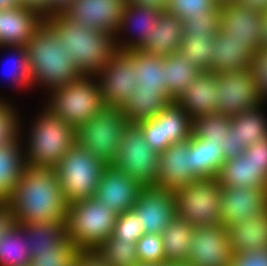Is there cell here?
<instances>
[{
  "instance_id": "1",
  "label": "cell",
  "mask_w": 267,
  "mask_h": 266,
  "mask_svg": "<svg viewBox=\"0 0 267 266\" xmlns=\"http://www.w3.org/2000/svg\"><path fill=\"white\" fill-rule=\"evenodd\" d=\"M6 204L18 224L65 221L68 203L54 167L25 165Z\"/></svg>"
},
{
  "instance_id": "2",
  "label": "cell",
  "mask_w": 267,
  "mask_h": 266,
  "mask_svg": "<svg viewBox=\"0 0 267 266\" xmlns=\"http://www.w3.org/2000/svg\"><path fill=\"white\" fill-rule=\"evenodd\" d=\"M44 22L56 33L82 75H95L117 51L116 36L110 31L92 30L64 14L49 17Z\"/></svg>"
},
{
  "instance_id": "3",
  "label": "cell",
  "mask_w": 267,
  "mask_h": 266,
  "mask_svg": "<svg viewBox=\"0 0 267 266\" xmlns=\"http://www.w3.org/2000/svg\"><path fill=\"white\" fill-rule=\"evenodd\" d=\"M26 50L32 85L42 83L53 90L83 76L56 33L45 22L33 33Z\"/></svg>"
},
{
  "instance_id": "4",
  "label": "cell",
  "mask_w": 267,
  "mask_h": 266,
  "mask_svg": "<svg viewBox=\"0 0 267 266\" xmlns=\"http://www.w3.org/2000/svg\"><path fill=\"white\" fill-rule=\"evenodd\" d=\"M44 113V114H43ZM33 124L25 164L55 167L77 143V129L46 109Z\"/></svg>"
},
{
  "instance_id": "5",
  "label": "cell",
  "mask_w": 267,
  "mask_h": 266,
  "mask_svg": "<svg viewBox=\"0 0 267 266\" xmlns=\"http://www.w3.org/2000/svg\"><path fill=\"white\" fill-rule=\"evenodd\" d=\"M117 214L94 197L68 204L66 236L80 250L95 249L113 233Z\"/></svg>"
},
{
  "instance_id": "6",
  "label": "cell",
  "mask_w": 267,
  "mask_h": 266,
  "mask_svg": "<svg viewBox=\"0 0 267 266\" xmlns=\"http://www.w3.org/2000/svg\"><path fill=\"white\" fill-rule=\"evenodd\" d=\"M128 124L122 108L103 106L77 129V143L106 166L113 165Z\"/></svg>"
},
{
  "instance_id": "7",
  "label": "cell",
  "mask_w": 267,
  "mask_h": 266,
  "mask_svg": "<svg viewBox=\"0 0 267 266\" xmlns=\"http://www.w3.org/2000/svg\"><path fill=\"white\" fill-rule=\"evenodd\" d=\"M106 165L76 143L54 168L68 204L94 197Z\"/></svg>"
},
{
  "instance_id": "8",
  "label": "cell",
  "mask_w": 267,
  "mask_h": 266,
  "mask_svg": "<svg viewBox=\"0 0 267 266\" xmlns=\"http://www.w3.org/2000/svg\"><path fill=\"white\" fill-rule=\"evenodd\" d=\"M91 77L83 75L70 84L50 90L52 97L45 108L78 129L104 106L98 82H93Z\"/></svg>"
},
{
  "instance_id": "9",
  "label": "cell",
  "mask_w": 267,
  "mask_h": 266,
  "mask_svg": "<svg viewBox=\"0 0 267 266\" xmlns=\"http://www.w3.org/2000/svg\"><path fill=\"white\" fill-rule=\"evenodd\" d=\"M216 178L198 179L174 191L177 216L193 227L222 225Z\"/></svg>"
},
{
  "instance_id": "10",
  "label": "cell",
  "mask_w": 267,
  "mask_h": 266,
  "mask_svg": "<svg viewBox=\"0 0 267 266\" xmlns=\"http://www.w3.org/2000/svg\"><path fill=\"white\" fill-rule=\"evenodd\" d=\"M159 156L145 142L142 129L137 124L129 123L122 134L112 166L142 185H152L157 178Z\"/></svg>"
},
{
  "instance_id": "11",
  "label": "cell",
  "mask_w": 267,
  "mask_h": 266,
  "mask_svg": "<svg viewBox=\"0 0 267 266\" xmlns=\"http://www.w3.org/2000/svg\"><path fill=\"white\" fill-rule=\"evenodd\" d=\"M136 76L133 53L117 50L94 76L100 79L97 82L104 106L123 108L138 86Z\"/></svg>"
},
{
  "instance_id": "12",
  "label": "cell",
  "mask_w": 267,
  "mask_h": 266,
  "mask_svg": "<svg viewBox=\"0 0 267 266\" xmlns=\"http://www.w3.org/2000/svg\"><path fill=\"white\" fill-rule=\"evenodd\" d=\"M216 112L235 116L262 104L252 69L216 74Z\"/></svg>"
},
{
  "instance_id": "13",
  "label": "cell",
  "mask_w": 267,
  "mask_h": 266,
  "mask_svg": "<svg viewBox=\"0 0 267 266\" xmlns=\"http://www.w3.org/2000/svg\"><path fill=\"white\" fill-rule=\"evenodd\" d=\"M145 234H162L177 215L174 191L156 185H143L131 209Z\"/></svg>"
},
{
  "instance_id": "14",
  "label": "cell",
  "mask_w": 267,
  "mask_h": 266,
  "mask_svg": "<svg viewBox=\"0 0 267 266\" xmlns=\"http://www.w3.org/2000/svg\"><path fill=\"white\" fill-rule=\"evenodd\" d=\"M187 261L191 266H229L233 255L224 225L196 227Z\"/></svg>"
},
{
  "instance_id": "15",
  "label": "cell",
  "mask_w": 267,
  "mask_h": 266,
  "mask_svg": "<svg viewBox=\"0 0 267 266\" xmlns=\"http://www.w3.org/2000/svg\"><path fill=\"white\" fill-rule=\"evenodd\" d=\"M263 13L233 1L221 5L219 30L228 41L247 42L257 52L262 47Z\"/></svg>"
},
{
  "instance_id": "16",
  "label": "cell",
  "mask_w": 267,
  "mask_h": 266,
  "mask_svg": "<svg viewBox=\"0 0 267 266\" xmlns=\"http://www.w3.org/2000/svg\"><path fill=\"white\" fill-rule=\"evenodd\" d=\"M142 186L139 181L109 165L103 169L94 198L119 215L134 207Z\"/></svg>"
},
{
  "instance_id": "17",
  "label": "cell",
  "mask_w": 267,
  "mask_h": 266,
  "mask_svg": "<svg viewBox=\"0 0 267 266\" xmlns=\"http://www.w3.org/2000/svg\"><path fill=\"white\" fill-rule=\"evenodd\" d=\"M124 6L125 0H74L64 15L92 30L117 36Z\"/></svg>"
},
{
  "instance_id": "18",
  "label": "cell",
  "mask_w": 267,
  "mask_h": 266,
  "mask_svg": "<svg viewBox=\"0 0 267 266\" xmlns=\"http://www.w3.org/2000/svg\"><path fill=\"white\" fill-rule=\"evenodd\" d=\"M222 225L226 228L251 215H262L267 210L265 188L222 187L220 193Z\"/></svg>"
},
{
  "instance_id": "19",
  "label": "cell",
  "mask_w": 267,
  "mask_h": 266,
  "mask_svg": "<svg viewBox=\"0 0 267 266\" xmlns=\"http://www.w3.org/2000/svg\"><path fill=\"white\" fill-rule=\"evenodd\" d=\"M196 180L191 173L190 139L173 143L160 154L153 185L176 191Z\"/></svg>"
},
{
  "instance_id": "20",
  "label": "cell",
  "mask_w": 267,
  "mask_h": 266,
  "mask_svg": "<svg viewBox=\"0 0 267 266\" xmlns=\"http://www.w3.org/2000/svg\"><path fill=\"white\" fill-rule=\"evenodd\" d=\"M217 96L216 74L200 72L175 102L185 110L193 121L202 116L216 113Z\"/></svg>"
},
{
  "instance_id": "21",
  "label": "cell",
  "mask_w": 267,
  "mask_h": 266,
  "mask_svg": "<svg viewBox=\"0 0 267 266\" xmlns=\"http://www.w3.org/2000/svg\"><path fill=\"white\" fill-rule=\"evenodd\" d=\"M43 22L35 12L21 6L0 10V47L26 46Z\"/></svg>"
},
{
  "instance_id": "22",
  "label": "cell",
  "mask_w": 267,
  "mask_h": 266,
  "mask_svg": "<svg viewBox=\"0 0 267 266\" xmlns=\"http://www.w3.org/2000/svg\"><path fill=\"white\" fill-rule=\"evenodd\" d=\"M255 53L247 42L228 41L227 36L219 30L215 35L209 72L221 74L251 69Z\"/></svg>"
},
{
  "instance_id": "23",
  "label": "cell",
  "mask_w": 267,
  "mask_h": 266,
  "mask_svg": "<svg viewBox=\"0 0 267 266\" xmlns=\"http://www.w3.org/2000/svg\"><path fill=\"white\" fill-rule=\"evenodd\" d=\"M216 180L221 187H262L267 190V174L244 153L224 161Z\"/></svg>"
},
{
  "instance_id": "24",
  "label": "cell",
  "mask_w": 267,
  "mask_h": 266,
  "mask_svg": "<svg viewBox=\"0 0 267 266\" xmlns=\"http://www.w3.org/2000/svg\"><path fill=\"white\" fill-rule=\"evenodd\" d=\"M232 253L255 252L267 247V210L227 227Z\"/></svg>"
},
{
  "instance_id": "25",
  "label": "cell",
  "mask_w": 267,
  "mask_h": 266,
  "mask_svg": "<svg viewBox=\"0 0 267 266\" xmlns=\"http://www.w3.org/2000/svg\"><path fill=\"white\" fill-rule=\"evenodd\" d=\"M151 32L140 50L163 57L179 52L183 39L181 19L164 12Z\"/></svg>"
},
{
  "instance_id": "26",
  "label": "cell",
  "mask_w": 267,
  "mask_h": 266,
  "mask_svg": "<svg viewBox=\"0 0 267 266\" xmlns=\"http://www.w3.org/2000/svg\"><path fill=\"white\" fill-rule=\"evenodd\" d=\"M164 12L165 10H156L146 6L125 4L118 32L123 31L122 28L125 30L126 26L132 23L138 30V35L136 36L137 38H134V41H126L124 43L121 41L120 44H118V41L115 42L117 50L130 51L140 49L146 43V35L152 33V27L156 25Z\"/></svg>"
},
{
  "instance_id": "27",
  "label": "cell",
  "mask_w": 267,
  "mask_h": 266,
  "mask_svg": "<svg viewBox=\"0 0 267 266\" xmlns=\"http://www.w3.org/2000/svg\"><path fill=\"white\" fill-rule=\"evenodd\" d=\"M191 173L197 179L216 178L224 163L222 143L195 137L190 138Z\"/></svg>"
},
{
  "instance_id": "28",
  "label": "cell",
  "mask_w": 267,
  "mask_h": 266,
  "mask_svg": "<svg viewBox=\"0 0 267 266\" xmlns=\"http://www.w3.org/2000/svg\"><path fill=\"white\" fill-rule=\"evenodd\" d=\"M15 225L28 240L32 258L37 256L38 252L54 251L67 238L65 221Z\"/></svg>"
},
{
  "instance_id": "29",
  "label": "cell",
  "mask_w": 267,
  "mask_h": 266,
  "mask_svg": "<svg viewBox=\"0 0 267 266\" xmlns=\"http://www.w3.org/2000/svg\"><path fill=\"white\" fill-rule=\"evenodd\" d=\"M173 100L160 90H135L122 108L131 124L152 119L159 115Z\"/></svg>"
},
{
  "instance_id": "30",
  "label": "cell",
  "mask_w": 267,
  "mask_h": 266,
  "mask_svg": "<svg viewBox=\"0 0 267 266\" xmlns=\"http://www.w3.org/2000/svg\"><path fill=\"white\" fill-rule=\"evenodd\" d=\"M20 143L0 146V203H6L17 186L25 167Z\"/></svg>"
},
{
  "instance_id": "31",
  "label": "cell",
  "mask_w": 267,
  "mask_h": 266,
  "mask_svg": "<svg viewBox=\"0 0 267 266\" xmlns=\"http://www.w3.org/2000/svg\"><path fill=\"white\" fill-rule=\"evenodd\" d=\"M133 53V63L136 69L137 90H160L169 95L166 86L165 67L163 66V56L147 54L135 49Z\"/></svg>"
},
{
  "instance_id": "32",
  "label": "cell",
  "mask_w": 267,
  "mask_h": 266,
  "mask_svg": "<svg viewBox=\"0 0 267 266\" xmlns=\"http://www.w3.org/2000/svg\"><path fill=\"white\" fill-rule=\"evenodd\" d=\"M194 230L195 227L177 215L172 219L161 234L166 263L187 261Z\"/></svg>"
},
{
  "instance_id": "33",
  "label": "cell",
  "mask_w": 267,
  "mask_h": 266,
  "mask_svg": "<svg viewBox=\"0 0 267 266\" xmlns=\"http://www.w3.org/2000/svg\"><path fill=\"white\" fill-rule=\"evenodd\" d=\"M163 66L165 67L166 86L173 101L185 92L195 76L201 72L179 52L165 56Z\"/></svg>"
},
{
  "instance_id": "34",
  "label": "cell",
  "mask_w": 267,
  "mask_h": 266,
  "mask_svg": "<svg viewBox=\"0 0 267 266\" xmlns=\"http://www.w3.org/2000/svg\"><path fill=\"white\" fill-rule=\"evenodd\" d=\"M261 104L246 112L231 116V128L241 142L247 146L267 136V118L265 119L259 110Z\"/></svg>"
},
{
  "instance_id": "35",
  "label": "cell",
  "mask_w": 267,
  "mask_h": 266,
  "mask_svg": "<svg viewBox=\"0 0 267 266\" xmlns=\"http://www.w3.org/2000/svg\"><path fill=\"white\" fill-rule=\"evenodd\" d=\"M215 36L210 34H183L179 53L201 72H209Z\"/></svg>"
},
{
  "instance_id": "36",
  "label": "cell",
  "mask_w": 267,
  "mask_h": 266,
  "mask_svg": "<svg viewBox=\"0 0 267 266\" xmlns=\"http://www.w3.org/2000/svg\"><path fill=\"white\" fill-rule=\"evenodd\" d=\"M31 259L28 240L15 225L0 239V266H29Z\"/></svg>"
},
{
  "instance_id": "37",
  "label": "cell",
  "mask_w": 267,
  "mask_h": 266,
  "mask_svg": "<svg viewBox=\"0 0 267 266\" xmlns=\"http://www.w3.org/2000/svg\"><path fill=\"white\" fill-rule=\"evenodd\" d=\"M163 119L164 140L171 144L190 139L193 121L175 101H172L160 114Z\"/></svg>"
},
{
  "instance_id": "38",
  "label": "cell",
  "mask_w": 267,
  "mask_h": 266,
  "mask_svg": "<svg viewBox=\"0 0 267 266\" xmlns=\"http://www.w3.org/2000/svg\"><path fill=\"white\" fill-rule=\"evenodd\" d=\"M110 266H135L140 262L136 243L118 240L112 235L96 248Z\"/></svg>"
},
{
  "instance_id": "39",
  "label": "cell",
  "mask_w": 267,
  "mask_h": 266,
  "mask_svg": "<svg viewBox=\"0 0 267 266\" xmlns=\"http://www.w3.org/2000/svg\"><path fill=\"white\" fill-rule=\"evenodd\" d=\"M231 128V116L213 113L193 120L192 134L203 140L222 143Z\"/></svg>"
},
{
  "instance_id": "40",
  "label": "cell",
  "mask_w": 267,
  "mask_h": 266,
  "mask_svg": "<svg viewBox=\"0 0 267 266\" xmlns=\"http://www.w3.org/2000/svg\"><path fill=\"white\" fill-rule=\"evenodd\" d=\"M79 248L66 238L54 251L38 252L29 266H74Z\"/></svg>"
},
{
  "instance_id": "41",
  "label": "cell",
  "mask_w": 267,
  "mask_h": 266,
  "mask_svg": "<svg viewBox=\"0 0 267 266\" xmlns=\"http://www.w3.org/2000/svg\"><path fill=\"white\" fill-rule=\"evenodd\" d=\"M221 5L212 11H204L203 16H191L181 20L183 34H210L215 36L220 26Z\"/></svg>"
},
{
  "instance_id": "42",
  "label": "cell",
  "mask_w": 267,
  "mask_h": 266,
  "mask_svg": "<svg viewBox=\"0 0 267 266\" xmlns=\"http://www.w3.org/2000/svg\"><path fill=\"white\" fill-rule=\"evenodd\" d=\"M217 5L214 0H168L165 12L187 20L191 16H203L204 11H212Z\"/></svg>"
},
{
  "instance_id": "43",
  "label": "cell",
  "mask_w": 267,
  "mask_h": 266,
  "mask_svg": "<svg viewBox=\"0 0 267 266\" xmlns=\"http://www.w3.org/2000/svg\"><path fill=\"white\" fill-rule=\"evenodd\" d=\"M143 234L144 230L139 222V217L132 210L117 216L113 237L125 242L136 243Z\"/></svg>"
},
{
  "instance_id": "44",
  "label": "cell",
  "mask_w": 267,
  "mask_h": 266,
  "mask_svg": "<svg viewBox=\"0 0 267 266\" xmlns=\"http://www.w3.org/2000/svg\"><path fill=\"white\" fill-rule=\"evenodd\" d=\"M136 250L140 261H165L164 246L161 234H143L136 242Z\"/></svg>"
},
{
  "instance_id": "45",
  "label": "cell",
  "mask_w": 267,
  "mask_h": 266,
  "mask_svg": "<svg viewBox=\"0 0 267 266\" xmlns=\"http://www.w3.org/2000/svg\"><path fill=\"white\" fill-rule=\"evenodd\" d=\"M137 125L142 129L145 142L152 150L161 154L171 145L169 140H164L163 119L159 115L139 122Z\"/></svg>"
},
{
  "instance_id": "46",
  "label": "cell",
  "mask_w": 267,
  "mask_h": 266,
  "mask_svg": "<svg viewBox=\"0 0 267 266\" xmlns=\"http://www.w3.org/2000/svg\"><path fill=\"white\" fill-rule=\"evenodd\" d=\"M9 104L0 100V146L8 145L13 142H19L20 125L15 112ZM19 140V141H18Z\"/></svg>"
},
{
  "instance_id": "47",
  "label": "cell",
  "mask_w": 267,
  "mask_h": 266,
  "mask_svg": "<svg viewBox=\"0 0 267 266\" xmlns=\"http://www.w3.org/2000/svg\"><path fill=\"white\" fill-rule=\"evenodd\" d=\"M16 50L17 62L15 61L13 65V70L11 72V77L13 82L22 87L32 86V78L30 75L29 64H28V54L26 46H10Z\"/></svg>"
},
{
  "instance_id": "48",
  "label": "cell",
  "mask_w": 267,
  "mask_h": 266,
  "mask_svg": "<svg viewBox=\"0 0 267 266\" xmlns=\"http://www.w3.org/2000/svg\"><path fill=\"white\" fill-rule=\"evenodd\" d=\"M252 71L262 100L267 99V47H261L254 55Z\"/></svg>"
},
{
  "instance_id": "49",
  "label": "cell",
  "mask_w": 267,
  "mask_h": 266,
  "mask_svg": "<svg viewBox=\"0 0 267 266\" xmlns=\"http://www.w3.org/2000/svg\"><path fill=\"white\" fill-rule=\"evenodd\" d=\"M229 266H267V247L255 252L233 253Z\"/></svg>"
},
{
  "instance_id": "50",
  "label": "cell",
  "mask_w": 267,
  "mask_h": 266,
  "mask_svg": "<svg viewBox=\"0 0 267 266\" xmlns=\"http://www.w3.org/2000/svg\"><path fill=\"white\" fill-rule=\"evenodd\" d=\"M246 147L247 145L240 141L236 133H233L231 130L228 131L227 135H225L224 140L222 141L224 161L242 155Z\"/></svg>"
},
{
  "instance_id": "51",
  "label": "cell",
  "mask_w": 267,
  "mask_h": 266,
  "mask_svg": "<svg viewBox=\"0 0 267 266\" xmlns=\"http://www.w3.org/2000/svg\"><path fill=\"white\" fill-rule=\"evenodd\" d=\"M245 155L255 162L267 174V136L246 147Z\"/></svg>"
},
{
  "instance_id": "52",
  "label": "cell",
  "mask_w": 267,
  "mask_h": 266,
  "mask_svg": "<svg viewBox=\"0 0 267 266\" xmlns=\"http://www.w3.org/2000/svg\"><path fill=\"white\" fill-rule=\"evenodd\" d=\"M74 266H110L106 259L95 249L79 250Z\"/></svg>"
},
{
  "instance_id": "53",
  "label": "cell",
  "mask_w": 267,
  "mask_h": 266,
  "mask_svg": "<svg viewBox=\"0 0 267 266\" xmlns=\"http://www.w3.org/2000/svg\"><path fill=\"white\" fill-rule=\"evenodd\" d=\"M19 5L24 9L35 12L44 21L51 17L48 0H20Z\"/></svg>"
},
{
  "instance_id": "54",
  "label": "cell",
  "mask_w": 267,
  "mask_h": 266,
  "mask_svg": "<svg viewBox=\"0 0 267 266\" xmlns=\"http://www.w3.org/2000/svg\"><path fill=\"white\" fill-rule=\"evenodd\" d=\"M15 224L13 210L6 203H0V239H3L4 234Z\"/></svg>"
},
{
  "instance_id": "55",
  "label": "cell",
  "mask_w": 267,
  "mask_h": 266,
  "mask_svg": "<svg viewBox=\"0 0 267 266\" xmlns=\"http://www.w3.org/2000/svg\"><path fill=\"white\" fill-rule=\"evenodd\" d=\"M73 2L74 0H48V5L51 9V17L65 14Z\"/></svg>"
},
{
  "instance_id": "56",
  "label": "cell",
  "mask_w": 267,
  "mask_h": 266,
  "mask_svg": "<svg viewBox=\"0 0 267 266\" xmlns=\"http://www.w3.org/2000/svg\"><path fill=\"white\" fill-rule=\"evenodd\" d=\"M168 0H125V4H132L135 6H146L156 10H165Z\"/></svg>"
},
{
  "instance_id": "57",
  "label": "cell",
  "mask_w": 267,
  "mask_h": 266,
  "mask_svg": "<svg viewBox=\"0 0 267 266\" xmlns=\"http://www.w3.org/2000/svg\"><path fill=\"white\" fill-rule=\"evenodd\" d=\"M239 4L260 13L267 12V0H236Z\"/></svg>"
},
{
  "instance_id": "58",
  "label": "cell",
  "mask_w": 267,
  "mask_h": 266,
  "mask_svg": "<svg viewBox=\"0 0 267 266\" xmlns=\"http://www.w3.org/2000/svg\"><path fill=\"white\" fill-rule=\"evenodd\" d=\"M262 47H267V12L262 18Z\"/></svg>"
},
{
  "instance_id": "59",
  "label": "cell",
  "mask_w": 267,
  "mask_h": 266,
  "mask_svg": "<svg viewBox=\"0 0 267 266\" xmlns=\"http://www.w3.org/2000/svg\"><path fill=\"white\" fill-rule=\"evenodd\" d=\"M20 0H0V10L16 8L19 5Z\"/></svg>"
},
{
  "instance_id": "60",
  "label": "cell",
  "mask_w": 267,
  "mask_h": 266,
  "mask_svg": "<svg viewBox=\"0 0 267 266\" xmlns=\"http://www.w3.org/2000/svg\"><path fill=\"white\" fill-rule=\"evenodd\" d=\"M135 266H166V262H143L140 261L138 264Z\"/></svg>"
},
{
  "instance_id": "61",
  "label": "cell",
  "mask_w": 267,
  "mask_h": 266,
  "mask_svg": "<svg viewBox=\"0 0 267 266\" xmlns=\"http://www.w3.org/2000/svg\"><path fill=\"white\" fill-rule=\"evenodd\" d=\"M166 266H191L188 261L170 262Z\"/></svg>"
},
{
  "instance_id": "62",
  "label": "cell",
  "mask_w": 267,
  "mask_h": 266,
  "mask_svg": "<svg viewBox=\"0 0 267 266\" xmlns=\"http://www.w3.org/2000/svg\"><path fill=\"white\" fill-rule=\"evenodd\" d=\"M218 5L228 4L236 0H214Z\"/></svg>"
}]
</instances>
